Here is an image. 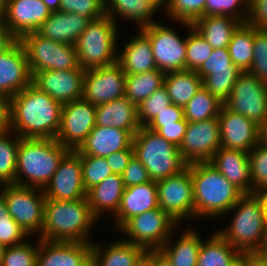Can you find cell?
Wrapping results in <instances>:
<instances>
[{
  "instance_id": "obj_1",
  "label": "cell",
  "mask_w": 267,
  "mask_h": 266,
  "mask_svg": "<svg viewBox=\"0 0 267 266\" xmlns=\"http://www.w3.org/2000/svg\"><path fill=\"white\" fill-rule=\"evenodd\" d=\"M62 106L31 83L7 101V128L21 138L55 139Z\"/></svg>"
},
{
  "instance_id": "obj_2",
  "label": "cell",
  "mask_w": 267,
  "mask_h": 266,
  "mask_svg": "<svg viewBox=\"0 0 267 266\" xmlns=\"http://www.w3.org/2000/svg\"><path fill=\"white\" fill-rule=\"evenodd\" d=\"M96 220L87 197L70 201L46 199L44 224L39 239L92 243L88 237Z\"/></svg>"
},
{
  "instance_id": "obj_3",
  "label": "cell",
  "mask_w": 267,
  "mask_h": 266,
  "mask_svg": "<svg viewBox=\"0 0 267 266\" xmlns=\"http://www.w3.org/2000/svg\"><path fill=\"white\" fill-rule=\"evenodd\" d=\"M194 191V217L226 215L243 193L209 161L187 164Z\"/></svg>"
},
{
  "instance_id": "obj_4",
  "label": "cell",
  "mask_w": 267,
  "mask_h": 266,
  "mask_svg": "<svg viewBox=\"0 0 267 266\" xmlns=\"http://www.w3.org/2000/svg\"><path fill=\"white\" fill-rule=\"evenodd\" d=\"M68 151L56 139L21 138L13 184L44 190Z\"/></svg>"
},
{
  "instance_id": "obj_5",
  "label": "cell",
  "mask_w": 267,
  "mask_h": 266,
  "mask_svg": "<svg viewBox=\"0 0 267 266\" xmlns=\"http://www.w3.org/2000/svg\"><path fill=\"white\" fill-rule=\"evenodd\" d=\"M132 146L134 156L145 166L152 181L166 179L187 167L179 147L147 127L136 132Z\"/></svg>"
},
{
  "instance_id": "obj_6",
  "label": "cell",
  "mask_w": 267,
  "mask_h": 266,
  "mask_svg": "<svg viewBox=\"0 0 267 266\" xmlns=\"http://www.w3.org/2000/svg\"><path fill=\"white\" fill-rule=\"evenodd\" d=\"M116 25V22L106 14L90 21L75 43L81 68L86 70L117 62Z\"/></svg>"
},
{
  "instance_id": "obj_7",
  "label": "cell",
  "mask_w": 267,
  "mask_h": 266,
  "mask_svg": "<svg viewBox=\"0 0 267 266\" xmlns=\"http://www.w3.org/2000/svg\"><path fill=\"white\" fill-rule=\"evenodd\" d=\"M230 210H236L230 227L218 233L238 251L256 252L266 229L261 202L254 193L243 194Z\"/></svg>"
},
{
  "instance_id": "obj_8",
  "label": "cell",
  "mask_w": 267,
  "mask_h": 266,
  "mask_svg": "<svg viewBox=\"0 0 267 266\" xmlns=\"http://www.w3.org/2000/svg\"><path fill=\"white\" fill-rule=\"evenodd\" d=\"M19 41L25 50L31 75L44 70L80 68L76 47L73 44L48 39L38 32L25 34Z\"/></svg>"
},
{
  "instance_id": "obj_9",
  "label": "cell",
  "mask_w": 267,
  "mask_h": 266,
  "mask_svg": "<svg viewBox=\"0 0 267 266\" xmlns=\"http://www.w3.org/2000/svg\"><path fill=\"white\" fill-rule=\"evenodd\" d=\"M11 217L29 236L41 233L44 224L45 194L42 189L4 184L1 188Z\"/></svg>"
},
{
  "instance_id": "obj_10",
  "label": "cell",
  "mask_w": 267,
  "mask_h": 266,
  "mask_svg": "<svg viewBox=\"0 0 267 266\" xmlns=\"http://www.w3.org/2000/svg\"><path fill=\"white\" fill-rule=\"evenodd\" d=\"M177 223L159 207L130 218L119 230L128 235L129 240L124 241L144 250H159L171 238Z\"/></svg>"
},
{
  "instance_id": "obj_11",
  "label": "cell",
  "mask_w": 267,
  "mask_h": 266,
  "mask_svg": "<svg viewBox=\"0 0 267 266\" xmlns=\"http://www.w3.org/2000/svg\"><path fill=\"white\" fill-rule=\"evenodd\" d=\"M224 105L260 125L267 118V84L248 71L241 72Z\"/></svg>"
},
{
  "instance_id": "obj_12",
  "label": "cell",
  "mask_w": 267,
  "mask_h": 266,
  "mask_svg": "<svg viewBox=\"0 0 267 266\" xmlns=\"http://www.w3.org/2000/svg\"><path fill=\"white\" fill-rule=\"evenodd\" d=\"M150 40L158 70L167 73L186 70V38L182 39L173 28L153 23L140 29Z\"/></svg>"
},
{
  "instance_id": "obj_13",
  "label": "cell",
  "mask_w": 267,
  "mask_h": 266,
  "mask_svg": "<svg viewBox=\"0 0 267 266\" xmlns=\"http://www.w3.org/2000/svg\"><path fill=\"white\" fill-rule=\"evenodd\" d=\"M159 207L178 223L194 217V191L187 166L176 175L156 181Z\"/></svg>"
},
{
  "instance_id": "obj_14",
  "label": "cell",
  "mask_w": 267,
  "mask_h": 266,
  "mask_svg": "<svg viewBox=\"0 0 267 266\" xmlns=\"http://www.w3.org/2000/svg\"><path fill=\"white\" fill-rule=\"evenodd\" d=\"M96 125V106L83 97L63 104L56 140L69 150H77Z\"/></svg>"
},
{
  "instance_id": "obj_15",
  "label": "cell",
  "mask_w": 267,
  "mask_h": 266,
  "mask_svg": "<svg viewBox=\"0 0 267 266\" xmlns=\"http://www.w3.org/2000/svg\"><path fill=\"white\" fill-rule=\"evenodd\" d=\"M196 73L202 86L224 104L241 71L233 64L228 48H216Z\"/></svg>"
},
{
  "instance_id": "obj_16",
  "label": "cell",
  "mask_w": 267,
  "mask_h": 266,
  "mask_svg": "<svg viewBox=\"0 0 267 266\" xmlns=\"http://www.w3.org/2000/svg\"><path fill=\"white\" fill-rule=\"evenodd\" d=\"M125 77L118 62L86 69L83 77V98L97 106L124 97Z\"/></svg>"
},
{
  "instance_id": "obj_17",
  "label": "cell",
  "mask_w": 267,
  "mask_h": 266,
  "mask_svg": "<svg viewBox=\"0 0 267 266\" xmlns=\"http://www.w3.org/2000/svg\"><path fill=\"white\" fill-rule=\"evenodd\" d=\"M221 147L218 117L200 122H188L179 151L187 163L207 162Z\"/></svg>"
},
{
  "instance_id": "obj_18",
  "label": "cell",
  "mask_w": 267,
  "mask_h": 266,
  "mask_svg": "<svg viewBox=\"0 0 267 266\" xmlns=\"http://www.w3.org/2000/svg\"><path fill=\"white\" fill-rule=\"evenodd\" d=\"M43 191L46 199L53 200L70 201L86 197L81 158L76 150H69L63 156L51 181Z\"/></svg>"
},
{
  "instance_id": "obj_19",
  "label": "cell",
  "mask_w": 267,
  "mask_h": 266,
  "mask_svg": "<svg viewBox=\"0 0 267 266\" xmlns=\"http://www.w3.org/2000/svg\"><path fill=\"white\" fill-rule=\"evenodd\" d=\"M85 69L44 70L32 75V84L62 105L83 97Z\"/></svg>"
},
{
  "instance_id": "obj_20",
  "label": "cell",
  "mask_w": 267,
  "mask_h": 266,
  "mask_svg": "<svg viewBox=\"0 0 267 266\" xmlns=\"http://www.w3.org/2000/svg\"><path fill=\"white\" fill-rule=\"evenodd\" d=\"M32 83L25 50L19 40L0 53V97L8 101Z\"/></svg>"
},
{
  "instance_id": "obj_21",
  "label": "cell",
  "mask_w": 267,
  "mask_h": 266,
  "mask_svg": "<svg viewBox=\"0 0 267 266\" xmlns=\"http://www.w3.org/2000/svg\"><path fill=\"white\" fill-rule=\"evenodd\" d=\"M221 147L249 152L258 144L259 125L229 110L224 104L218 115Z\"/></svg>"
},
{
  "instance_id": "obj_22",
  "label": "cell",
  "mask_w": 267,
  "mask_h": 266,
  "mask_svg": "<svg viewBox=\"0 0 267 266\" xmlns=\"http://www.w3.org/2000/svg\"><path fill=\"white\" fill-rule=\"evenodd\" d=\"M51 13L42 0H7L4 22L19 40L25 34L37 32Z\"/></svg>"
},
{
  "instance_id": "obj_23",
  "label": "cell",
  "mask_w": 267,
  "mask_h": 266,
  "mask_svg": "<svg viewBox=\"0 0 267 266\" xmlns=\"http://www.w3.org/2000/svg\"><path fill=\"white\" fill-rule=\"evenodd\" d=\"M36 266H91L92 243L38 240Z\"/></svg>"
},
{
  "instance_id": "obj_24",
  "label": "cell",
  "mask_w": 267,
  "mask_h": 266,
  "mask_svg": "<svg viewBox=\"0 0 267 266\" xmlns=\"http://www.w3.org/2000/svg\"><path fill=\"white\" fill-rule=\"evenodd\" d=\"M133 135L116 127L95 125L86 140L76 150L79 155L107 157L132 145Z\"/></svg>"
},
{
  "instance_id": "obj_25",
  "label": "cell",
  "mask_w": 267,
  "mask_h": 266,
  "mask_svg": "<svg viewBox=\"0 0 267 266\" xmlns=\"http://www.w3.org/2000/svg\"><path fill=\"white\" fill-rule=\"evenodd\" d=\"M156 208H159L156 181L125 188L118 211L113 217L117 230L130 218Z\"/></svg>"
},
{
  "instance_id": "obj_26",
  "label": "cell",
  "mask_w": 267,
  "mask_h": 266,
  "mask_svg": "<svg viewBox=\"0 0 267 266\" xmlns=\"http://www.w3.org/2000/svg\"><path fill=\"white\" fill-rule=\"evenodd\" d=\"M209 162L243 194H251L248 152L220 147Z\"/></svg>"
},
{
  "instance_id": "obj_27",
  "label": "cell",
  "mask_w": 267,
  "mask_h": 266,
  "mask_svg": "<svg viewBox=\"0 0 267 266\" xmlns=\"http://www.w3.org/2000/svg\"><path fill=\"white\" fill-rule=\"evenodd\" d=\"M90 21L76 13L56 11L49 15L37 32L48 39L75 45Z\"/></svg>"
},
{
  "instance_id": "obj_28",
  "label": "cell",
  "mask_w": 267,
  "mask_h": 266,
  "mask_svg": "<svg viewBox=\"0 0 267 266\" xmlns=\"http://www.w3.org/2000/svg\"><path fill=\"white\" fill-rule=\"evenodd\" d=\"M96 125L116 127L129 131L133 136L141 128L137 105L125 96L96 106Z\"/></svg>"
},
{
  "instance_id": "obj_29",
  "label": "cell",
  "mask_w": 267,
  "mask_h": 266,
  "mask_svg": "<svg viewBox=\"0 0 267 266\" xmlns=\"http://www.w3.org/2000/svg\"><path fill=\"white\" fill-rule=\"evenodd\" d=\"M124 44V49L118 53L117 62L122 66L125 75L141 74L156 70L149 38L139 29L138 35Z\"/></svg>"
},
{
  "instance_id": "obj_30",
  "label": "cell",
  "mask_w": 267,
  "mask_h": 266,
  "mask_svg": "<svg viewBox=\"0 0 267 266\" xmlns=\"http://www.w3.org/2000/svg\"><path fill=\"white\" fill-rule=\"evenodd\" d=\"M124 189L122 176L118 174L109 175L101 183L89 189L86 197L92 215L97 220L103 212H112L114 216L120 206Z\"/></svg>"
},
{
  "instance_id": "obj_31",
  "label": "cell",
  "mask_w": 267,
  "mask_h": 266,
  "mask_svg": "<svg viewBox=\"0 0 267 266\" xmlns=\"http://www.w3.org/2000/svg\"><path fill=\"white\" fill-rule=\"evenodd\" d=\"M242 24L232 16L209 15L202 16L191 25L213 48H227L233 33Z\"/></svg>"
},
{
  "instance_id": "obj_32",
  "label": "cell",
  "mask_w": 267,
  "mask_h": 266,
  "mask_svg": "<svg viewBox=\"0 0 267 266\" xmlns=\"http://www.w3.org/2000/svg\"><path fill=\"white\" fill-rule=\"evenodd\" d=\"M143 251L141 246L124 240L114 241L106 248L92 243L91 266H133Z\"/></svg>"
},
{
  "instance_id": "obj_33",
  "label": "cell",
  "mask_w": 267,
  "mask_h": 266,
  "mask_svg": "<svg viewBox=\"0 0 267 266\" xmlns=\"http://www.w3.org/2000/svg\"><path fill=\"white\" fill-rule=\"evenodd\" d=\"M163 86L171 102L185 107L196 92L202 87V79L194 70H182L165 73Z\"/></svg>"
},
{
  "instance_id": "obj_34",
  "label": "cell",
  "mask_w": 267,
  "mask_h": 266,
  "mask_svg": "<svg viewBox=\"0 0 267 266\" xmlns=\"http://www.w3.org/2000/svg\"><path fill=\"white\" fill-rule=\"evenodd\" d=\"M180 239L171 244L170 238L159 249L173 266H197L201 236L194 229H186ZM171 244V245H170Z\"/></svg>"
},
{
  "instance_id": "obj_35",
  "label": "cell",
  "mask_w": 267,
  "mask_h": 266,
  "mask_svg": "<svg viewBox=\"0 0 267 266\" xmlns=\"http://www.w3.org/2000/svg\"><path fill=\"white\" fill-rule=\"evenodd\" d=\"M156 12L158 11L145 0H105L106 15L116 21L118 14L138 24L139 29L155 23L152 16Z\"/></svg>"
},
{
  "instance_id": "obj_36",
  "label": "cell",
  "mask_w": 267,
  "mask_h": 266,
  "mask_svg": "<svg viewBox=\"0 0 267 266\" xmlns=\"http://www.w3.org/2000/svg\"><path fill=\"white\" fill-rule=\"evenodd\" d=\"M254 27L242 23L233 33L228 45V52L233 64L241 71H249L253 63Z\"/></svg>"
},
{
  "instance_id": "obj_37",
  "label": "cell",
  "mask_w": 267,
  "mask_h": 266,
  "mask_svg": "<svg viewBox=\"0 0 267 266\" xmlns=\"http://www.w3.org/2000/svg\"><path fill=\"white\" fill-rule=\"evenodd\" d=\"M164 76L165 73L158 69L141 74L126 75L125 97L138 106L163 86Z\"/></svg>"
},
{
  "instance_id": "obj_38",
  "label": "cell",
  "mask_w": 267,
  "mask_h": 266,
  "mask_svg": "<svg viewBox=\"0 0 267 266\" xmlns=\"http://www.w3.org/2000/svg\"><path fill=\"white\" fill-rule=\"evenodd\" d=\"M238 252L219 233L202 241L198 253L197 266H230L231 259Z\"/></svg>"
},
{
  "instance_id": "obj_39",
  "label": "cell",
  "mask_w": 267,
  "mask_h": 266,
  "mask_svg": "<svg viewBox=\"0 0 267 266\" xmlns=\"http://www.w3.org/2000/svg\"><path fill=\"white\" fill-rule=\"evenodd\" d=\"M223 103L202 86L184 107L187 122H200L218 117Z\"/></svg>"
},
{
  "instance_id": "obj_40",
  "label": "cell",
  "mask_w": 267,
  "mask_h": 266,
  "mask_svg": "<svg viewBox=\"0 0 267 266\" xmlns=\"http://www.w3.org/2000/svg\"><path fill=\"white\" fill-rule=\"evenodd\" d=\"M11 134V135H10ZM12 130L6 128L0 133V179L5 184L16 180L17 152L21 137L17 134L12 138Z\"/></svg>"
},
{
  "instance_id": "obj_41",
  "label": "cell",
  "mask_w": 267,
  "mask_h": 266,
  "mask_svg": "<svg viewBox=\"0 0 267 266\" xmlns=\"http://www.w3.org/2000/svg\"><path fill=\"white\" fill-rule=\"evenodd\" d=\"M179 23L190 31L186 36V70L196 71L211 56L213 48L190 23Z\"/></svg>"
},
{
  "instance_id": "obj_42",
  "label": "cell",
  "mask_w": 267,
  "mask_h": 266,
  "mask_svg": "<svg viewBox=\"0 0 267 266\" xmlns=\"http://www.w3.org/2000/svg\"><path fill=\"white\" fill-rule=\"evenodd\" d=\"M82 165L83 184L86 192L113 174L106 158L79 155Z\"/></svg>"
},
{
  "instance_id": "obj_43",
  "label": "cell",
  "mask_w": 267,
  "mask_h": 266,
  "mask_svg": "<svg viewBox=\"0 0 267 266\" xmlns=\"http://www.w3.org/2000/svg\"><path fill=\"white\" fill-rule=\"evenodd\" d=\"M206 0H170L168 9V17L173 18L172 21L186 22L192 24L197 19L205 16Z\"/></svg>"
},
{
  "instance_id": "obj_44",
  "label": "cell",
  "mask_w": 267,
  "mask_h": 266,
  "mask_svg": "<svg viewBox=\"0 0 267 266\" xmlns=\"http://www.w3.org/2000/svg\"><path fill=\"white\" fill-rule=\"evenodd\" d=\"M170 104H172V102L164 86L160 87L147 99L143 100L137 106L138 121L141 127H145Z\"/></svg>"
},
{
  "instance_id": "obj_45",
  "label": "cell",
  "mask_w": 267,
  "mask_h": 266,
  "mask_svg": "<svg viewBox=\"0 0 267 266\" xmlns=\"http://www.w3.org/2000/svg\"><path fill=\"white\" fill-rule=\"evenodd\" d=\"M249 2L250 0H206L205 16L227 15L246 23L249 14Z\"/></svg>"
},
{
  "instance_id": "obj_46",
  "label": "cell",
  "mask_w": 267,
  "mask_h": 266,
  "mask_svg": "<svg viewBox=\"0 0 267 266\" xmlns=\"http://www.w3.org/2000/svg\"><path fill=\"white\" fill-rule=\"evenodd\" d=\"M38 242L33 246L29 242L6 247L0 266H36Z\"/></svg>"
},
{
  "instance_id": "obj_47",
  "label": "cell",
  "mask_w": 267,
  "mask_h": 266,
  "mask_svg": "<svg viewBox=\"0 0 267 266\" xmlns=\"http://www.w3.org/2000/svg\"><path fill=\"white\" fill-rule=\"evenodd\" d=\"M254 56L249 73L267 84V29L254 27Z\"/></svg>"
},
{
  "instance_id": "obj_48",
  "label": "cell",
  "mask_w": 267,
  "mask_h": 266,
  "mask_svg": "<svg viewBox=\"0 0 267 266\" xmlns=\"http://www.w3.org/2000/svg\"><path fill=\"white\" fill-rule=\"evenodd\" d=\"M251 193L267 186V148L256 144L249 152Z\"/></svg>"
},
{
  "instance_id": "obj_49",
  "label": "cell",
  "mask_w": 267,
  "mask_h": 266,
  "mask_svg": "<svg viewBox=\"0 0 267 266\" xmlns=\"http://www.w3.org/2000/svg\"><path fill=\"white\" fill-rule=\"evenodd\" d=\"M60 11L76 13L93 20L105 14V0H61Z\"/></svg>"
},
{
  "instance_id": "obj_50",
  "label": "cell",
  "mask_w": 267,
  "mask_h": 266,
  "mask_svg": "<svg viewBox=\"0 0 267 266\" xmlns=\"http://www.w3.org/2000/svg\"><path fill=\"white\" fill-rule=\"evenodd\" d=\"M121 176L125 188L151 181L147 169L134 155Z\"/></svg>"
},
{
  "instance_id": "obj_51",
  "label": "cell",
  "mask_w": 267,
  "mask_h": 266,
  "mask_svg": "<svg viewBox=\"0 0 267 266\" xmlns=\"http://www.w3.org/2000/svg\"><path fill=\"white\" fill-rule=\"evenodd\" d=\"M27 236L16 221H0V242L5 247L22 244Z\"/></svg>"
},
{
  "instance_id": "obj_52",
  "label": "cell",
  "mask_w": 267,
  "mask_h": 266,
  "mask_svg": "<svg viewBox=\"0 0 267 266\" xmlns=\"http://www.w3.org/2000/svg\"><path fill=\"white\" fill-rule=\"evenodd\" d=\"M184 119V108L175 104H170L153 118L145 127H164L178 125V121Z\"/></svg>"
},
{
  "instance_id": "obj_53",
  "label": "cell",
  "mask_w": 267,
  "mask_h": 266,
  "mask_svg": "<svg viewBox=\"0 0 267 266\" xmlns=\"http://www.w3.org/2000/svg\"><path fill=\"white\" fill-rule=\"evenodd\" d=\"M246 23L257 29H267V0H250Z\"/></svg>"
},
{
  "instance_id": "obj_54",
  "label": "cell",
  "mask_w": 267,
  "mask_h": 266,
  "mask_svg": "<svg viewBox=\"0 0 267 266\" xmlns=\"http://www.w3.org/2000/svg\"><path fill=\"white\" fill-rule=\"evenodd\" d=\"M187 126L188 122L184 118L182 121H178V125L147 128L157 132L161 137L179 147L183 142Z\"/></svg>"
},
{
  "instance_id": "obj_55",
  "label": "cell",
  "mask_w": 267,
  "mask_h": 266,
  "mask_svg": "<svg viewBox=\"0 0 267 266\" xmlns=\"http://www.w3.org/2000/svg\"><path fill=\"white\" fill-rule=\"evenodd\" d=\"M133 155L134 149L131 145L129 148L112 153L105 158L113 174L122 175Z\"/></svg>"
},
{
  "instance_id": "obj_56",
  "label": "cell",
  "mask_w": 267,
  "mask_h": 266,
  "mask_svg": "<svg viewBox=\"0 0 267 266\" xmlns=\"http://www.w3.org/2000/svg\"><path fill=\"white\" fill-rule=\"evenodd\" d=\"M18 39L11 33L4 21H0V53L10 48Z\"/></svg>"
},
{
  "instance_id": "obj_57",
  "label": "cell",
  "mask_w": 267,
  "mask_h": 266,
  "mask_svg": "<svg viewBox=\"0 0 267 266\" xmlns=\"http://www.w3.org/2000/svg\"><path fill=\"white\" fill-rule=\"evenodd\" d=\"M255 256L256 253L253 251H238L231 259L230 266H250Z\"/></svg>"
},
{
  "instance_id": "obj_58",
  "label": "cell",
  "mask_w": 267,
  "mask_h": 266,
  "mask_svg": "<svg viewBox=\"0 0 267 266\" xmlns=\"http://www.w3.org/2000/svg\"><path fill=\"white\" fill-rule=\"evenodd\" d=\"M133 266H155V250H144Z\"/></svg>"
},
{
  "instance_id": "obj_59",
  "label": "cell",
  "mask_w": 267,
  "mask_h": 266,
  "mask_svg": "<svg viewBox=\"0 0 267 266\" xmlns=\"http://www.w3.org/2000/svg\"><path fill=\"white\" fill-rule=\"evenodd\" d=\"M7 128V101L0 97V133Z\"/></svg>"
},
{
  "instance_id": "obj_60",
  "label": "cell",
  "mask_w": 267,
  "mask_h": 266,
  "mask_svg": "<svg viewBox=\"0 0 267 266\" xmlns=\"http://www.w3.org/2000/svg\"><path fill=\"white\" fill-rule=\"evenodd\" d=\"M0 221H15L8 212L4 194L0 187Z\"/></svg>"
},
{
  "instance_id": "obj_61",
  "label": "cell",
  "mask_w": 267,
  "mask_h": 266,
  "mask_svg": "<svg viewBox=\"0 0 267 266\" xmlns=\"http://www.w3.org/2000/svg\"><path fill=\"white\" fill-rule=\"evenodd\" d=\"M258 144L267 148V118L259 125Z\"/></svg>"
},
{
  "instance_id": "obj_62",
  "label": "cell",
  "mask_w": 267,
  "mask_h": 266,
  "mask_svg": "<svg viewBox=\"0 0 267 266\" xmlns=\"http://www.w3.org/2000/svg\"><path fill=\"white\" fill-rule=\"evenodd\" d=\"M253 193L261 202L262 208H267V186L260 187Z\"/></svg>"
},
{
  "instance_id": "obj_63",
  "label": "cell",
  "mask_w": 267,
  "mask_h": 266,
  "mask_svg": "<svg viewBox=\"0 0 267 266\" xmlns=\"http://www.w3.org/2000/svg\"><path fill=\"white\" fill-rule=\"evenodd\" d=\"M256 255L260 258L267 259V228L263 234L260 247L256 250Z\"/></svg>"
},
{
  "instance_id": "obj_64",
  "label": "cell",
  "mask_w": 267,
  "mask_h": 266,
  "mask_svg": "<svg viewBox=\"0 0 267 266\" xmlns=\"http://www.w3.org/2000/svg\"><path fill=\"white\" fill-rule=\"evenodd\" d=\"M155 266H173V265L160 250H155Z\"/></svg>"
},
{
  "instance_id": "obj_65",
  "label": "cell",
  "mask_w": 267,
  "mask_h": 266,
  "mask_svg": "<svg viewBox=\"0 0 267 266\" xmlns=\"http://www.w3.org/2000/svg\"><path fill=\"white\" fill-rule=\"evenodd\" d=\"M145 1L149 2L157 11L162 8H164V10H167L170 3V0H145Z\"/></svg>"
},
{
  "instance_id": "obj_66",
  "label": "cell",
  "mask_w": 267,
  "mask_h": 266,
  "mask_svg": "<svg viewBox=\"0 0 267 266\" xmlns=\"http://www.w3.org/2000/svg\"><path fill=\"white\" fill-rule=\"evenodd\" d=\"M51 12L60 11L61 0H42Z\"/></svg>"
},
{
  "instance_id": "obj_67",
  "label": "cell",
  "mask_w": 267,
  "mask_h": 266,
  "mask_svg": "<svg viewBox=\"0 0 267 266\" xmlns=\"http://www.w3.org/2000/svg\"><path fill=\"white\" fill-rule=\"evenodd\" d=\"M250 266H267V259L260 258L256 255L252 259Z\"/></svg>"
},
{
  "instance_id": "obj_68",
  "label": "cell",
  "mask_w": 267,
  "mask_h": 266,
  "mask_svg": "<svg viewBox=\"0 0 267 266\" xmlns=\"http://www.w3.org/2000/svg\"><path fill=\"white\" fill-rule=\"evenodd\" d=\"M6 1L0 0V21H4L6 15Z\"/></svg>"
},
{
  "instance_id": "obj_69",
  "label": "cell",
  "mask_w": 267,
  "mask_h": 266,
  "mask_svg": "<svg viewBox=\"0 0 267 266\" xmlns=\"http://www.w3.org/2000/svg\"><path fill=\"white\" fill-rule=\"evenodd\" d=\"M264 225L267 228V208H262Z\"/></svg>"
},
{
  "instance_id": "obj_70",
  "label": "cell",
  "mask_w": 267,
  "mask_h": 266,
  "mask_svg": "<svg viewBox=\"0 0 267 266\" xmlns=\"http://www.w3.org/2000/svg\"><path fill=\"white\" fill-rule=\"evenodd\" d=\"M5 249L6 247L0 242V265H1L2 257L4 255Z\"/></svg>"
},
{
  "instance_id": "obj_71",
  "label": "cell",
  "mask_w": 267,
  "mask_h": 266,
  "mask_svg": "<svg viewBox=\"0 0 267 266\" xmlns=\"http://www.w3.org/2000/svg\"><path fill=\"white\" fill-rule=\"evenodd\" d=\"M4 182L0 179V186H1V188L4 186Z\"/></svg>"
}]
</instances>
